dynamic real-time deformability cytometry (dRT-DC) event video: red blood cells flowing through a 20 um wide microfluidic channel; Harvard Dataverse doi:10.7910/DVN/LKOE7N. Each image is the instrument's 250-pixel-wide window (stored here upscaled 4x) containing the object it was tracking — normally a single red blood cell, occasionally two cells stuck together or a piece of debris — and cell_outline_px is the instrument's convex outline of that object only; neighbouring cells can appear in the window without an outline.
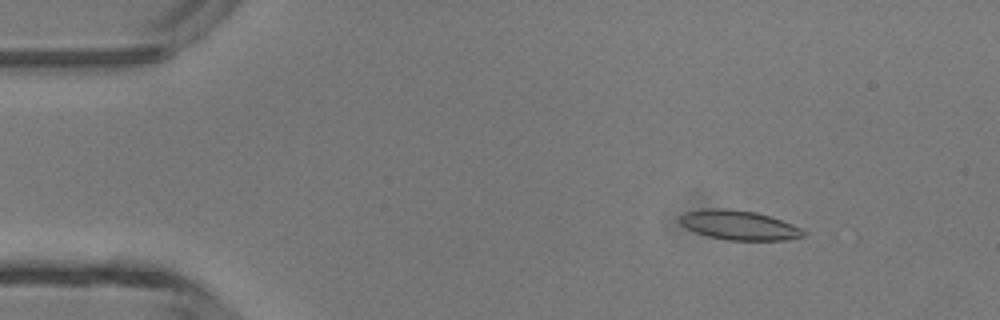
{"species": "common noctule bat (a hibernating species)", "species_latin": "Nyctalus noctula", "temperature_condition": "room temperature", "stored_images_in_passage": 10, "camera_frame_rate_fps": 3000, "um_per_image_px": 0.085, "animal": {"sex": "male", "body_mass_g": 13.3}, "frame": {"image": 1, "passage_image": 6, "time_ms": 1.667, "image_size_px": [1000, 320], "cell_outline_px": [[808, 236], [784, 240], [728, 240], [708, 236], [696, 232], [680, 224], [680, 216], [684, 212], [704, 208], [724, 208], [756, 212], [792, 224], [808, 232]], "centroid_in_image_um": [62.83, 19.14], "position_along_channel_um": 22.2, "area_um2": 21.21}}